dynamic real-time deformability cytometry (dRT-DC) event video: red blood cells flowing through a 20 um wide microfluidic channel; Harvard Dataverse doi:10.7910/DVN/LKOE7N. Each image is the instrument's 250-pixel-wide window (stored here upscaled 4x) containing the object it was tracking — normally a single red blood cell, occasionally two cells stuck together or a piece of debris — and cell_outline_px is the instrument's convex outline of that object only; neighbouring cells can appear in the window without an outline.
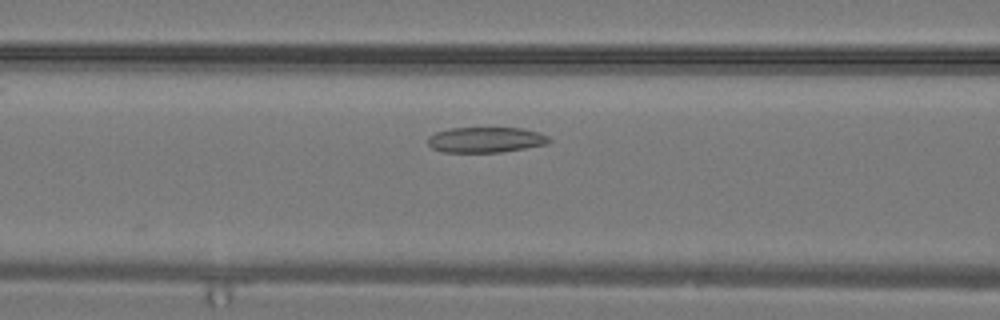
{"species": "common noctule bat (a hibernating species)", "species_latin": "Nyctalus noctula", "temperature_condition": "warm", "stored_images_in_passage": 21, "camera_frame_rate_fps": 3000, "um_per_image_px": 0.085, "animal": {"sex": "male", "body_mass_g": 19.2, "forearm_length_mm": 51.8}, "frame": {"image": 1, "passage_image": 5, "time_ms": 1.333, "image_size_px": [1000, 320], "cell_outline_px": [[552, 140], [548, 144], [500, 152], [440, 152], [432, 148], [428, 144], [428, 136], [436, 132], [448, 128], [524, 128], [540, 132], [548, 136]], "centroid_in_image_um": [41.29, 11.88], "position_along_channel_um": 125.3, "area_um2": 18.15}}
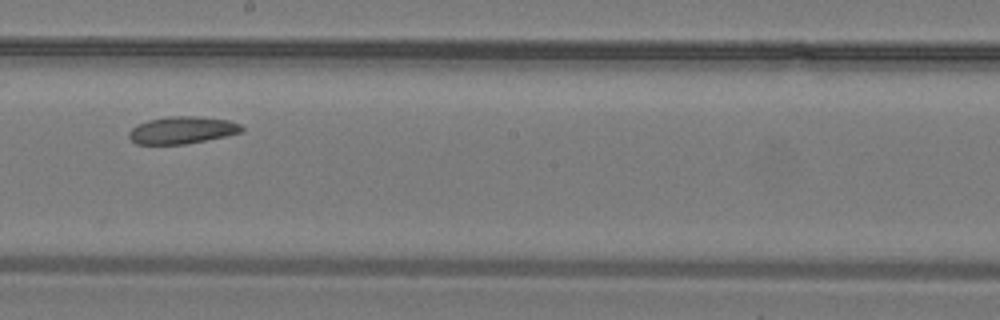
{"frame": {"image": 2, "passage_image": 10, "time_ms": 3.0, "image_size_px": [1000, 320], "cell_outline_px": [[244, 132], [184, 144], [136, 144], [128, 136], [128, 132], [136, 124], [148, 120], [168, 116], [192, 116], [228, 120], [240, 124], [244, 128]], "centroid_in_image_um": [15.46, 11.05], "position_along_channel_um": 232.7, "area_um2": 17.8}}
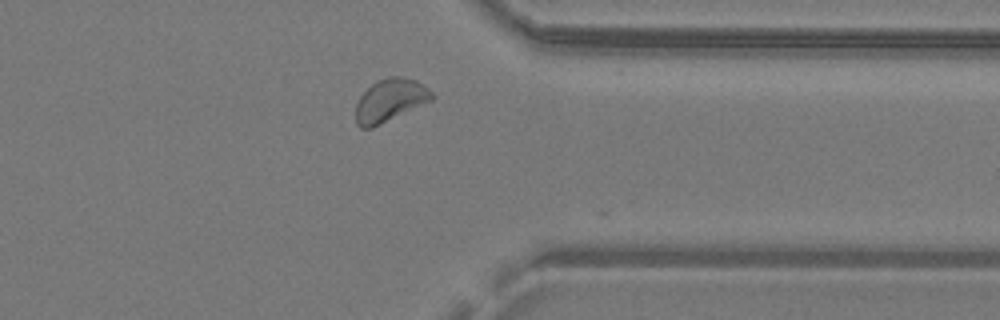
{"frame": {"image": 3, "passage_image": 17, "time_ms": 5.333, "image_size_px": [1000, 320], "cell_outline_px": [[436, 96], [432, 100], [372, 128], [360, 128], [356, 124], [356, 104], [360, 96], [376, 80], [388, 76], [400, 76], [416, 80], [428, 88]], "centroid_in_image_um": [33.15, 8.52], "position_along_channel_um": 378.2, "area_um2": 18.96}}